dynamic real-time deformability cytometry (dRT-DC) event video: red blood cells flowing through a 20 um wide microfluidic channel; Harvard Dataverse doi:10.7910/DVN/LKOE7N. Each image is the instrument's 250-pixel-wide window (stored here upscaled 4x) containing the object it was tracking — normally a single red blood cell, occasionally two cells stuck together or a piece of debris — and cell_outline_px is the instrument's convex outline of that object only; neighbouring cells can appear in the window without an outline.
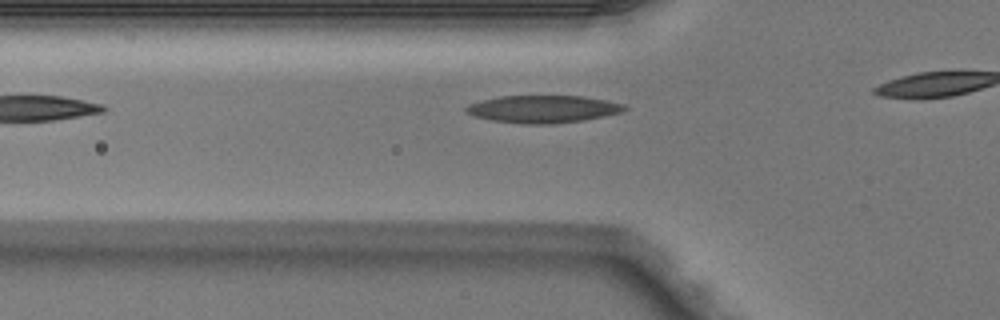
{"species": "Egyptian fruit bat (a non-hibernating species)", "species_latin": "Rousettus aegyptiacus", "temperature_condition": "warm", "stored_images_in_passage": 5, "camera_frame_rate_fps": 3000, "um_per_image_px": 0.085, "animal": {"sex": "male"}, "frame": {"image": 1, "passage_image": 3, "time_ms": 0.667, "image_size_px": [1000, 320], "cell_outline_px": [[628, 108], [624, 112], [584, 120], [552, 124], [520, 124], [492, 120], [476, 116], [464, 112], [464, 108], [468, 104], [480, 100], [500, 96], [584, 96], [624, 104]], "centroid_in_image_um": [46.15, 9.27], "position_along_channel_um": 79.7, "area_um2": 25.49}}